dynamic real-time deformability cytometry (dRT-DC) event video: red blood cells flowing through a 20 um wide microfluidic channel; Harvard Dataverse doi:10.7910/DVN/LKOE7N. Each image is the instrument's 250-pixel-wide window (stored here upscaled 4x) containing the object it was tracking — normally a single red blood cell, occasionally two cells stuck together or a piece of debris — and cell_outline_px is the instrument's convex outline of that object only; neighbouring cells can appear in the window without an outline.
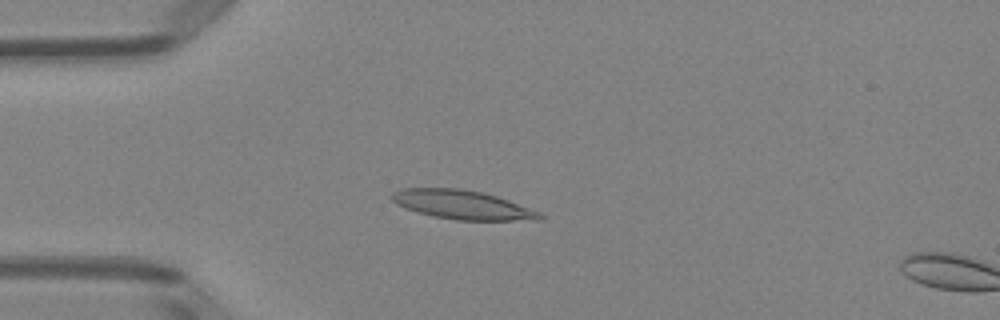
{"species": "Egyptian fruit bat (a non-hibernating species)", "species_latin": "Rousettus aegyptiacus", "temperature_condition": "room temperature", "stored_images_in_passage": 15, "camera_frame_rate_fps": 3000, "um_per_image_px": 0.085, "animal": {"sex": "female"}, "frame": {"image": 1, "passage_image": 13, "time_ms": 4.0, "image_size_px": [1000, 320], "cell_outline_px": [[544, 220], [456, 220], [432, 216], [416, 212], [396, 204], [388, 196], [392, 192], [400, 188], [460, 188], [484, 192], [508, 200], [540, 212], [544, 216]], "centroid_in_image_um": [39.27, 17.4], "position_along_channel_um": 45.7, "area_um2": 25.2}}